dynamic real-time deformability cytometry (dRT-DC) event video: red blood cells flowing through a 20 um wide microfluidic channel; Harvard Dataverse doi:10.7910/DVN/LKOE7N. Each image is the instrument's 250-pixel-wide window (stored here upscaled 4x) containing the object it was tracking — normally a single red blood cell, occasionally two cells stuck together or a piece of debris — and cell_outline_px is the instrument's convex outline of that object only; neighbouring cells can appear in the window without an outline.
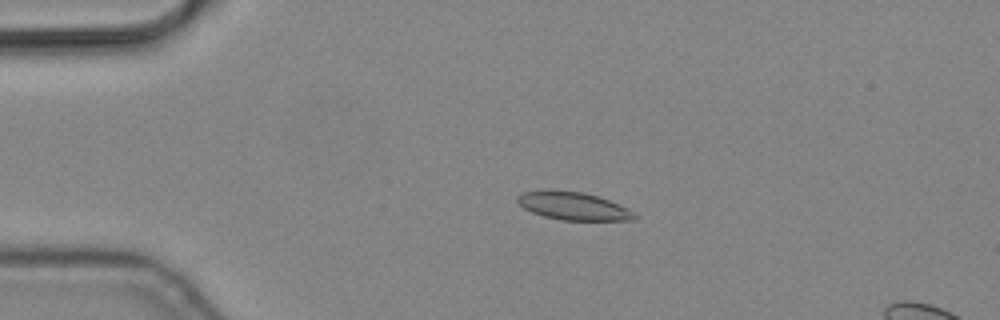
{"species": "common noctule bat (a hibernating species)", "species_latin": "Nyctalus noctula", "temperature_condition": "cold", "stored_images_in_passage": 6, "segment_of_instrument_passage": [1, 2], "camera_frame_rate_fps": 3000, "um_per_image_px": 0.085, "animal": {"sex": "male", "body_mass_g": 19.2, "forearm_length_mm": 51.8}, "frame": {"image": 1, "passage_image": 4, "time_ms": 1.0, "image_size_px": [1000, 320], "cell_outline_px": [[636, 220], [560, 220], [544, 216], [532, 212], [524, 208], [516, 200], [516, 196], [524, 192], [548, 188], [580, 192], [596, 196], [620, 204], [628, 208], [636, 216]], "centroid_in_image_um": [48.68, 17.49], "position_along_channel_um": 36.3, "area_um2": 19.13}}